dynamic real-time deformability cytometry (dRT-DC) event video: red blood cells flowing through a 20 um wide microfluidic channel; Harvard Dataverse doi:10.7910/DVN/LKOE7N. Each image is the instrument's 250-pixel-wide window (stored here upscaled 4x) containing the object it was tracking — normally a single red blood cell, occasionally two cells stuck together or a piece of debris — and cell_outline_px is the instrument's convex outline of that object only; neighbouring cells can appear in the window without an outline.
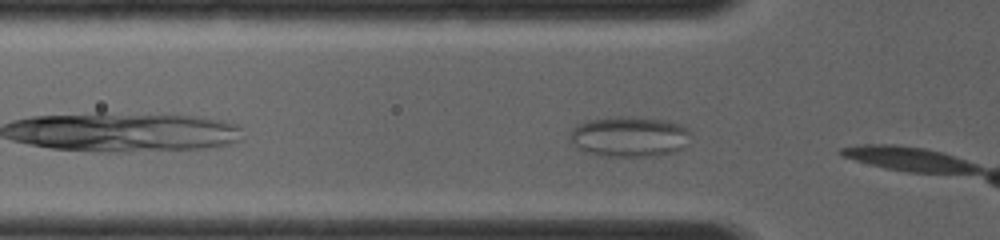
{"species": "common noctule bat (a hibernating species)", "species_latin": "Nyctalus noctula", "temperature_condition": "room temperature", "stored_images_in_passage": 4, "camera_frame_rate_fps": 4000, "um_per_image_px": 0.085, "animal": {"sex": "female", "body_mass_g": 19.0, "forearm_length_mm": 56.7}, "frame": {"image": 1, "passage_image": 3, "time_ms": 0.5, "image_size_px": [1000, 240], "cell_outline_px": [[692, 132], [684, 148], [676, 152], [652, 156], [604, 156], [588, 152], [576, 148], [572, 144], [568, 136], [572, 128], [576, 124], [584, 120], [616, 116], [632, 116], [668, 120], [680, 124], [688, 128]], "centroid_in_image_um": [53.49, 11.59], "position_along_channel_um": 72.3, "area_um2": 29.13}}